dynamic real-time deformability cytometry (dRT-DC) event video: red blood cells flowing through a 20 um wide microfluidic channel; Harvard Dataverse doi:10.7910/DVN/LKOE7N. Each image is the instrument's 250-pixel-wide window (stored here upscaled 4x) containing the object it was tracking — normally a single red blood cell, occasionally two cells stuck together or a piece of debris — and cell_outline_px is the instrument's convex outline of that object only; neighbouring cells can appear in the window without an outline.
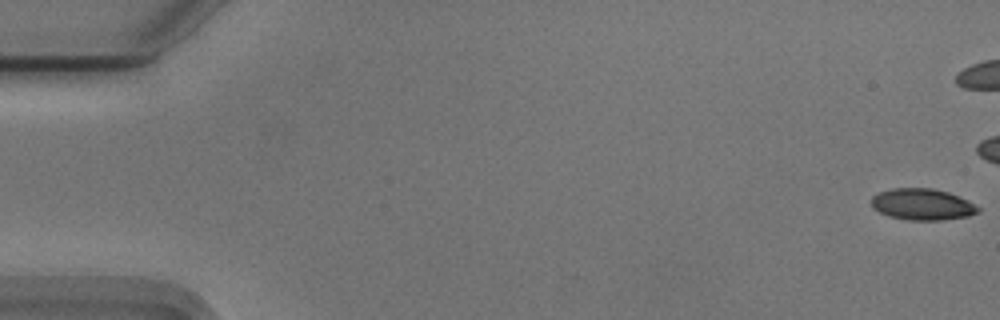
{"species": "Egyptian fruit bat (a non-hibernating species)", "species_latin": "Rousettus aegyptiacus", "temperature_condition": "cold", "stored_images_in_passage": 49, "camera_frame_rate_fps": 3000, "um_per_image_px": 0.085, "animal": {"sex": "male"}, "frame": {"image": 1, "passage_image": 1, "time_ms": 0.0, "image_size_px": [1000, 320], "cell_outline_px": [[980, 212], [968, 216], [940, 220], [908, 220], [888, 216], [872, 208], [872, 196], [880, 192], [892, 188], [932, 188], [948, 192], [968, 200], [980, 208]], "centroid_in_image_um": [78.4, 17.37], "position_along_channel_um": 6.6, "area_um2": 19.54}}
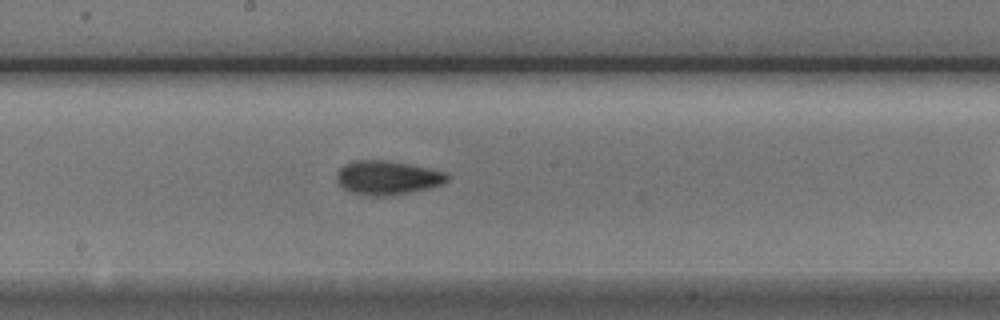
{"frame": {"image": 2, "passage_image": 30, "time_ms": 9.667, "image_size_px": [1000, 320], "cell_outline_px": [[448, 180], [444, 184], [428, 188], [388, 196], [364, 196], [348, 192], [336, 180], [336, 172], [344, 164], [356, 160], [388, 160], [428, 168], [444, 172], [448, 176]], "centroid_in_image_um": [32.88, 15.11], "position_along_channel_um": 215.3, "area_um2": 21.96}}
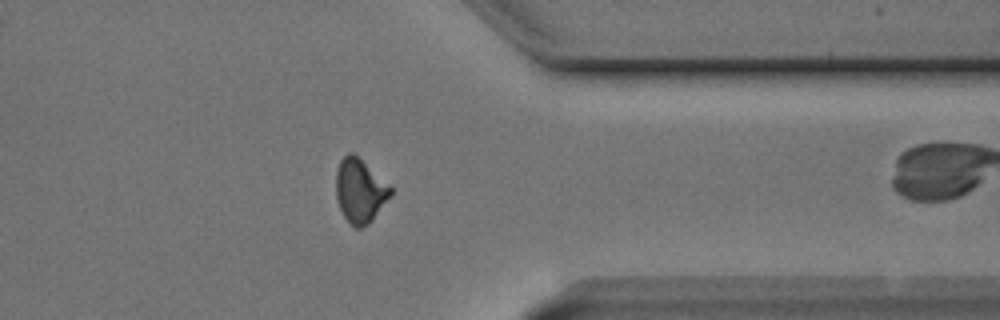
{"frame": {"image": 3, "passage_image": 44, "time_ms": 14.333, "image_size_px": [1000, 320], "cell_outline_px": [[392, 196], [372, 220], [368, 224], [360, 228], [356, 228], [344, 216], [336, 200], [336, 172], [340, 160], [348, 152], [352, 152], [392, 188]], "centroid_in_image_um": [30.59, 16.23], "position_along_channel_um": 380.8, "area_um2": 20.06}}